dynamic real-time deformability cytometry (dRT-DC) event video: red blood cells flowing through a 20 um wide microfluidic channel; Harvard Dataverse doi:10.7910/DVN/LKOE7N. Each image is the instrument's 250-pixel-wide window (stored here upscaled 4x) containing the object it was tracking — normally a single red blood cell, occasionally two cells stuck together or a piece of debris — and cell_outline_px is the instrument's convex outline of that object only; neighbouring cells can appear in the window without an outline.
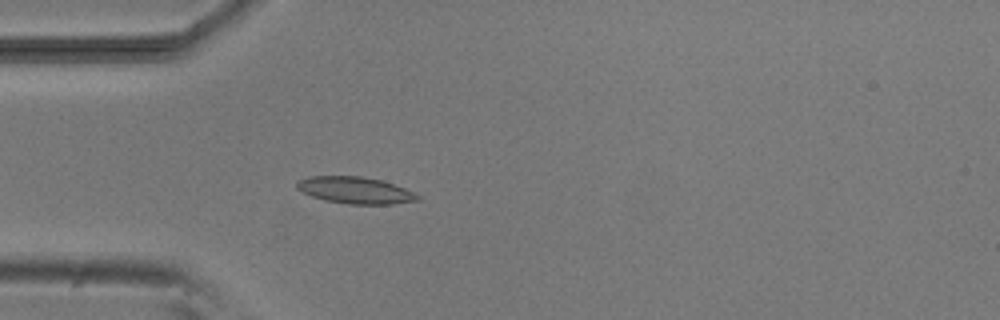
{"species": "common noctule bat (a hibernating species)", "species_latin": "Nyctalus noctula", "temperature_condition": "room temperature", "stored_images_in_passage": 3, "camera_frame_rate_fps": 3000, "um_per_image_px": 0.085, "animal": {"sex": "male", "body_mass_g": 20.5, "forearm_length_mm": 52.5}, "frame": {"image": 1, "passage_image": 3, "time_ms": 2.333, "image_size_px": [1000, 320], "cell_outline_px": [[420, 200], [392, 204], [348, 204], [324, 200], [312, 196], [296, 188], [296, 180], [308, 176], [360, 176], [380, 180], [404, 188], [420, 196]], "centroid_in_image_um": [30.16, 16.17], "position_along_channel_um": 54.8, "area_um2": 18.73}}